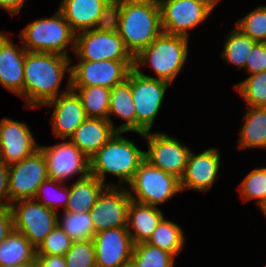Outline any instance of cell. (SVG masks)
<instances>
[{"mask_svg":"<svg viewBox=\"0 0 266 267\" xmlns=\"http://www.w3.org/2000/svg\"><path fill=\"white\" fill-rule=\"evenodd\" d=\"M43 106L52 108L51 128L57 140L69 139L87 118L79 96L71 88Z\"/></svg>","mask_w":266,"mask_h":267,"instance_id":"obj_18","label":"cell"},{"mask_svg":"<svg viewBox=\"0 0 266 267\" xmlns=\"http://www.w3.org/2000/svg\"><path fill=\"white\" fill-rule=\"evenodd\" d=\"M189 44V38L162 32L134 57V68L146 77L173 84L187 63ZM147 65L155 76L143 73L142 68Z\"/></svg>","mask_w":266,"mask_h":267,"instance_id":"obj_4","label":"cell"},{"mask_svg":"<svg viewBox=\"0 0 266 267\" xmlns=\"http://www.w3.org/2000/svg\"><path fill=\"white\" fill-rule=\"evenodd\" d=\"M36 248L15 229L0 243V267L36 263Z\"/></svg>","mask_w":266,"mask_h":267,"instance_id":"obj_27","label":"cell"},{"mask_svg":"<svg viewBox=\"0 0 266 267\" xmlns=\"http://www.w3.org/2000/svg\"><path fill=\"white\" fill-rule=\"evenodd\" d=\"M37 149V139L26 122L8 117L0 120V160L5 165L20 162Z\"/></svg>","mask_w":266,"mask_h":267,"instance_id":"obj_17","label":"cell"},{"mask_svg":"<svg viewBox=\"0 0 266 267\" xmlns=\"http://www.w3.org/2000/svg\"><path fill=\"white\" fill-rule=\"evenodd\" d=\"M67 267H96V255L93 239L73 241L64 255Z\"/></svg>","mask_w":266,"mask_h":267,"instance_id":"obj_37","label":"cell"},{"mask_svg":"<svg viewBox=\"0 0 266 267\" xmlns=\"http://www.w3.org/2000/svg\"><path fill=\"white\" fill-rule=\"evenodd\" d=\"M70 64L71 57L26 51L23 84L25 109H41L44 104L67 92L70 89ZM65 75L68 77L66 89L60 90Z\"/></svg>","mask_w":266,"mask_h":267,"instance_id":"obj_1","label":"cell"},{"mask_svg":"<svg viewBox=\"0 0 266 267\" xmlns=\"http://www.w3.org/2000/svg\"><path fill=\"white\" fill-rule=\"evenodd\" d=\"M74 55L77 61H134L118 32H99L95 29L76 34Z\"/></svg>","mask_w":266,"mask_h":267,"instance_id":"obj_12","label":"cell"},{"mask_svg":"<svg viewBox=\"0 0 266 267\" xmlns=\"http://www.w3.org/2000/svg\"><path fill=\"white\" fill-rule=\"evenodd\" d=\"M14 230L13 213L9 208H0V243Z\"/></svg>","mask_w":266,"mask_h":267,"instance_id":"obj_41","label":"cell"},{"mask_svg":"<svg viewBox=\"0 0 266 267\" xmlns=\"http://www.w3.org/2000/svg\"><path fill=\"white\" fill-rule=\"evenodd\" d=\"M234 90L247 106L266 107V70L246 76Z\"/></svg>","mask_w":266,"mask_h":267,"instance_id":"obj_33","label":"cell"},{"mask_svg":"<svg viewBox=\"0 0 266 267\" xmlns=\"http://www.w3.org/2000/svg\"><path fill=\"white\" fill-rule=\"evenodd\" d=\"M54 145H39L42 150L50 179L66 183L73 176L79 179L90 174V159L69 139H60Z\"/></svg>","mask_w":266,"mask_h":267,"instance_id":"obj_11","label":"cell"},{"mask_svg":"<svg viewBox=\"0 0 266 267\" xmlns=\"http://www.w3.org/2000/svg\"><path fill=\"white\" fill-rule=\"evenodd\" d=\"M162 32L159 3L150 0H122L118 33L133 57Z\"/></svg>","mask_w":266,"mask_h":267,"instance_id":"obj_3","label":"cell"},{"mask_svg":"<svg viewBox=\"0 0 266 267\" xmlns=\"http://www.w3.org/2000/svg\"><path fill=\"white\" fill-rule=\"evenodd\" d=\"M7 267H37L36 263H24V264H16L12 266H7Z\"/></svg>","mask_w":266,"mask_h":267,"instance_id":"obj_46","label":"cell"},{"mask_svg":"<svg viewBox=\"0 0 266 267\" xmlns=\"http://www.w3.org/2000/svg\"><path fill=\"white\" fill-rule=\"evenodd\" d=\"M73 240L57 225L36 248V255L64 256Z\"/></svg>","mask_w":266,"mask_h":267,"instance_id":"obj_38","label":"cell"},{"mask_svg":"<svg viewBox=\"0 0 266 267\" xmlns=\"http://www.w3.org/2000/svg\"><path fill=\"white\" fill-rule=\"evenodd\" d=\"M262 215L266 218V203L263 204L260 208Z\"/></svg>","mask_w":266,"mask_h":267,"instance_id":"obj_47","label":"cell"},{"mask_svg":"<svg viewBox=\"0 0 266 267\" xmlns=\"http://www.w3.org/2000/svg\"><path fill=\"white\" fill-rule=\"evenodd\" d=\"M73 63V64H72ZM134 68V61H78L70 64V86H105L123 83Z\"/></svg>","mask_w":266,"mask_h":267,"instance_id":"obj_14","label":"cell"},{"mask_svg":"<svg viewBox=\"0 0 266 267\" xmlns=\"http://www.w3.org/2000/svg\"><path fill=\"white\" fill-rule=\"evenodd\" d=\"M131 258L137 267H175L176 263L173 254L147 242L134 244Z\"/></svg>","mask_w":266,"mask_h":267,"instance_id":"obj_34","label":"cell"},{"mask_svg":"<svg viewBox=\"0 0 266 267\" xmlns=\"http://www.w3.org/2000/svg\"><path fill=\"white\" fill-rule=\"evenodd\" d=\"M18 37L20 42H23L22 46L29 52L56 53L72 57L69 50L73 53L75 51L76 33L58 9L49 17H41L27 24Z\"/></svg>","mask_w":266,"mask_h":267,"instance_id":"obj_5","label":"cell"},{"mask_svg":"<svg viewBox=\"0 0 266 267\" xmlns=\"http://www.w3.org/2000/svg\"><path fill=\"white\" fill-rule=\"evenodd\" d=\"M61 213L62 215H58V225L73 241L93 239L96 233L89 212L61 211Z\"/></svg>","mask_w":266,"mask_h":267,"instance_id":"obj_31","label":"cell"},{"mask_svg":"<svg viewBox=\"0 0 266 267\" xmlns=\"http://www.w3.org/2000/svg\"><path fill=\"white\" fill-rule=\"evenodd\" d=\"M107 187L103 182L89 174L84 178H77L69 184V199L64 211L82 213L90 212L98 196Z\"/></svg>","mask_w":266,"mask_h":267,"instance_id":"obj_26","label":"cell"},{"mask_svg":"<svg viewBox=\"0 0 266 267\" xmlns=\"http://www.w3.org/2000/svg\"><path fill=\"white\" fill-rule=\"evenodd\" d=\"M150 1L159 3V2L162 1V0H150Z\"/></svg>","mask_w":266,"mask_h":267,"instance_id":"obj_48","label":"cell"},{"mask_svg":"<svg viewBox=\"0 0 266 267\" xmlns=\"http://www.w3.org/2000/svg\"><path fill=\"white\" fill-rule=\"evenodd\" d=\"M186 235L182 227L164 216L152 232L147 243L165 250L175 257L182 253L186 246Z\"/></svg>","mask_w":266,"mask_h":267,"instance_id":"obj_28","label":"cell"},{"mask_svg":"<svg viewBox=\"0 0 266 267\" xmlns=\"http://www.w3.org/2000/svg\"><path fill=\"white\" fill-rule=\"evenodd\" d=\"M108 119L87 117L69 140L88 158L100 150L116 133Z\"/></svg>","mask_w":266,"mask_h":267,"instance_id":"obj_21","label":"cell"},{"mask_svg":"<svg viewBox=\"0 0 266 267\" xmlns=\"http://www.w3.org/2000/svg\"><path fill=\"white\" fill-rule=\"evenodd\" d=\"M26 0H0V9L7 11L12 17L19 14Z\"/></svg>","mask_w":266,"mask_h":267,"instance_id":"obj_44","label":"cell"},{"mask_svg":"<svg viewBox=\"0 0 266 267\" xmlns=\"http://www.w3.org/2000/svg\"><path fill=\"white\" fill-rule=\"evenodd\" d=\"M10 207L8 191V165L0 160V208Z\"/></svg>","mask_w":266,"mask_h":267,"instance_id":"obj_42","label":"cell"},{"mask_svg":"<svg viewBox=\"0 0 266 267\" xmlns=\"http://www.w3.org/2000/svg\"><path fill=\"white\" fill-rule=\"evenodd\" d=\"M171 84L161 79L146 77L131 69L132 100L136 114V133L151 131L164 104Z\"/></svg>","mask_w":266,"mask_h":267,"instance_id":"obj_8","label":"cell"},{"mask_svg":"<svg viewBox=\"0 0 266 267\" xmlns=\"http://www.w3.org/2000/svg\"><path fill=\"white\" fill-rule=\"evenodd\" d=\"M125 132H116L113 137L92 157L90 174L107 186L126 187L134 177L144 159V150L138 148L136 140L124 136ZM113 175L118 183L107 181V175Z\"/></svg>","mask_w":266,"mask_h":267,"instance_id":"obj_2","label":"cell"},{"mask_svg":"<svg viewBox=\"0 0 266 267\" xmlns=\"http://www.w3.org/2000/svg\"><path fill=\"white\" fill-rule=\"evenodd\" d=\"M119 267H137V266L134 260L130 258L129 260L123 262Z\"/></svg>","mask_w":266,"mask_h":267,"instance_id":"obj_45","label":"cell"},{"mask_svg":"<svg viewBox=\"0 0 266 267\" xmlns=\"http://www.w3.org/2000/svg\"><path fill=\"white\" fill-rule=\"evenodd\" d=\"M13 36L10 31H0V84L9 92L23 98L24 60L27 50L22 44H15Z\"/></svg>","mask_w":266,"mask_h":267,"instance_id":"obj_20","label":"cell"},{"mask_svg":"<svg viewBox=\"0 0 266 267\" xmlns=\"http://www.w3.org/2000/svg\"><path fill=\"white\" fill-rule=\"evenodd\" d=\"M239 190V191H238ZM237 191L243 202H255L260 208L266 203V166L253 168L238 184Z\"/></svg>","mask_w":266,"mask_h":267,"instance_id":"obj_32","label":"cell"},{"mask_svg":"<svg viewBox=\"0 0 266 267\" xmlns=\"http://www.w3.org/2000/svg\"><path fill=\"white\" fill-rule=\"evenodd\" d=\"M221 152L218 147L207 148L200 153L190 152L185 171L180 178L181 192L194 190L207 193L220 177Z\"/></svg>","mask_w":266,"mask_h":267,"instance_id":"obj_15","label":"cell"},{"mask_svg":"<svg viewBox=\"0 0 266 267\" xmlns=\"http://www.w3.org/2000/svg\"><path fill=\"white\" fill-rule=\"evenodd\" d=\"M247 75H254L266 70V42H256L247 57L246 65Z\"/></svg>","mask_w":266,"mask_h":267,"instance_id":"obj_40","label":"cell"},{"mask_svg":"<svg viewBox=\"0 0 266 267\" xmlns=\"http://www.w3.org/2000/svg\"><path fill=\"white\" fill-rule=\"evenodd\" d=\"M69 199V186L66 183L57 182L53 179H46L38 187L34 200L51 208L58 213L62 207L64 211Z\"/></svg>","mask_w":266,"mask_h":267,"instance_id":"obj_35","label":"cell"},{"mask_svg":"<svg viewBox=\"0 0 266 267\" xmlns=\"http://www.w3.org/2000/svg\"><path fill=\"white\" fill-rule=\"evenodd\" d=\"M221 0H162L159 2L164 33L190 39V31L209 19Z\"/></svg>","mask_w":266,"mask_h":267,"instance_id":"obj_7","label":"cell"},{"mask_svg":"<svg viewBox=\"0 0 266 267\" xmlns=\"http://www.w3.org/2000/svg\"><path fill=\"white\" fill-rule=\"evenodd\" d=\"M112 116L114 119L119 118L124 122L116 126L114 119H111ZM108 120L117 132H132L137 134L135 107L132 100L131 70L123 83L115 85L110 90Z\"/></svg>","mask_w":266,"mask_h":267,"instance_id":"obj_22","label":"cell"},{"mask_svg":"<svg viewBox=\"0 0 266 267\" xmlns=\"http://www.w3.org/2000/svg\"><path fill=\"white\" fill-rule=\"evenodd\" d=\"M93 242L96 267H119L132 257L134 243L127 227L99 231Z\"/></svg>","mask_w":266,"mask_h":267,"instance_id":"obj_19","label":"cell"},{"mask_svg":"<svg viewBox=\"0 0 266 267\" xmlns=\"http://www.w3.org/2000/svg\"><path fill=\"white\" fill-rule=\"evenodd\" d=\"M131 203L126 187L107 186L90 210L95 233L118 227H127L128 208Z\"/></svg>","mask_w":266,"mask_h":267,"instance_id":"obj_16","label":"cell"},{"mask_svg":"<svg viewBox=\"0 0 266 267\" xmlns=\"http://www.w3.org/2000/svg\"><path fill=\"white\" fill-rule=\"evenodd\" d=\"M131 200L159 207L182 193L180 179L143 161L126 186Z\"/></svg>","mask_w":266,"mask_h":267,"instance_id":"obj_6","label":"cell"},{"mask_svg":"<svg viewBox=\"0 0 266 267\" xmlns=\"http://www.w3.org/2000/svg\"><path fill=\"white\" fill-rule=\"evenodd\" d=\"M147 144L144 159L150 165L180 179L185 171L191 149L179 139L160 131L137 133Z\"/></svg>","mask_w":266,"mask_h":267,"instance_id":"obj_9","label":"cell"},{"mask_svg":"<svg viewBox=\"0 0 266 267\" xmlns=\"http://www.w3.org/2000/svg\"><path fill=\"white\" fill-rule=\"evenodd\" d=\"M235 27L256 42H266V5H259L235 21Z\"/></svg>","mask_w":266,"mask_h":267,"instance_id":"obj_36","label":"cell"},{"mask_svg":"<svg viewBox=\"0 0 266 267\" xmlns=\"http://www.w3.org/2000/svg\"><path fill=\"white\" fill-rule=\"evenodd\" d=\"M109 0H61L57 8L77 34L94 29L102 9Z\"/></svg>","mask_w":266,"mask_h":267,"instance_id":"obj_23","label":"cell"},{"mask_svg":"<svg viewBox=\"0 0 266 267\" xmlns=\"http://www.w3.org/2000/svg\"><path fill=\"white\" fill-rule=\"evenodd\" d=\"M37 267H67L64 256L60 255H36Z\"/></svg>","mask_w":266,"mask_h":267,"instance_id":"obj_43","label":"cell"},{"mask_svg":"<svg viewBox=\"0 0 266 267\" xmlns=\"http://www.w3.org/2000/svg\"><path fill=\"white\" fill-rule=\"evenodd\" d=\"M242 117L237 148L238 150H266V107L246 106Z\"/></svg>","mask_w":266,"mask_h":267,"instance_id":"obj_25","label":"cell"},{"mask_svg":"<svg viewBox=\"0 0 266 267\" xmlns=\"http://www.w3.org/2000/svg\"><path fill=\"white\" fill-rule=\"evenodd\" d=\"M79 96L87 117L108 119L110 88L105 86H70Z\"/></svg>","mask_w":266,"mask_h":267,"instance_id":"obj_30","label":"cell"},{"mask_svg":"<svg viewBox=\"0 0 266 267\" xmlns=\"http://www.w3.org/2000/svg\"><path fill=\"white\" fill-rule=\"evenodd\" d=\"M46 160L39 148L20 162L8 166V191L11 203L34 199L38 187L48 179Z\"/></svg>","mask_w":266,"mask_h":267,"instance_id":"obj_13","label":"cell"},{"mask_svg":"<svg viewBox=\"0 0 266 267\" xmlns=\"http://www.w3.org/2000/svg\"><path fill=\"white\" fill-rule=\"evenodd\" d=\"M10 209L13 213L14 229L21 232L35 248L58 225L60 214L34 199L13 202Z\"/></svg>","mask_w":266,"mask_h":267,"instance_id":"obj_10","label":"cell"},{"mask_svg":"<svg viewBox=\"0 0 266 267\" xmlns=\"http://www.w3.org/2000/svg\"><path fill=\"white\" fill-rule=\"evenodd\" d=\"M256 41L252 40L248 35L243 34L235 26L225 35V42L220 53V58L225 64L234 66L240 71H244L247 57Z\"/></svg>","mask_w":266,"mask_h":267,"instance_id":"obj_29","label":"cell"},{"mask_svg":"<svg viewBox=\"0 0 266 267\" xmlns=\"http://www.w3.org/2000/svg\"><path fill=\"white\" fill-rule=\"evenodd\" d=\"M164 216L160 207L131 200L128 208L127 229L133 243L147 242Z\"/></svg>","mask_w":266,"mask_h":267,"instance_id":"obj_24","label":"cell"},{"mask_svg":"<svg viewBox=\"0 0 266 267\" xmlns=\"http://www.w3.org/2000/svg\"><path fill=\"white\" fill-rule=\"evenodd\" d=\"M122 0H109L102 9L94 29L99 32H118Z\"/></svg>","mask_w":266,"mask_h":267,"instance_id":"obj_39","label":"cell"}]
</instances>
